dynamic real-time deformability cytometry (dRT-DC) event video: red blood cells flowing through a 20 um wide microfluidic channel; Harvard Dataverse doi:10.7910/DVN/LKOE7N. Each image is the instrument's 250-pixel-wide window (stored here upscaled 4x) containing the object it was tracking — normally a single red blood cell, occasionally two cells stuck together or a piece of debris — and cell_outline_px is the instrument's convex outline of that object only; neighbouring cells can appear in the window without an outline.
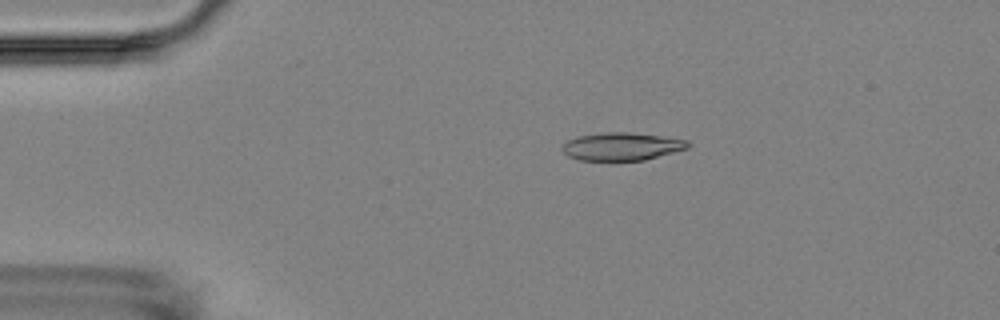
{"species": "Egyptian fruit bat (a non-hibernating species)", "species_latin": "Rousettus aegyptiacus", "temperature_condition": "room temperature", "stored_images_in_passage": 9, "camera_frame_rate_fps": 3000, "um_per_image_px": 0.085, "animal": {"sex": "female"}, "frame": {"image": 1, "passage_image": 4, "time_ms": 3.333, "image_size_px": [1000, 320], "cell_outline_px": [[692, 144], [688, 148], [644, 160], [580, 160], [568, 156], [560, 148], [568, 140], [580, 136], [608, 132], [628, 132], [660, 136], [688, 140]], "centroid_in_image_um": [52.87, 12.45], "position_along_channel_um": 32.1, "area_um2": 20.17}}
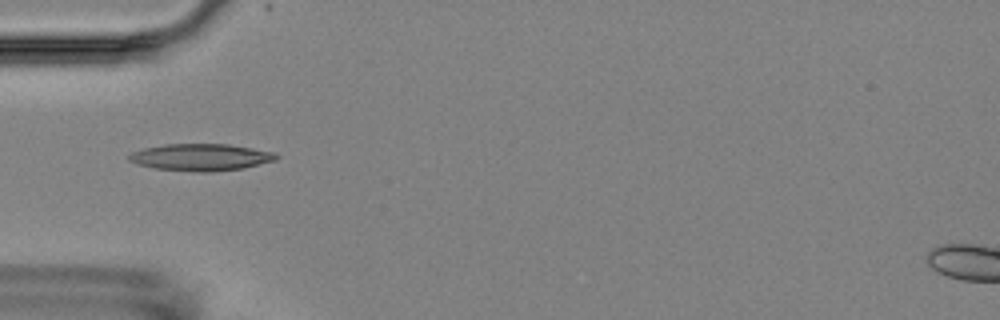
{"frame": {"image": 2, "passage_image": 6, "time_ms": 5.667, "image_size_px": [1000, 320], "cell_outline_px": [[280, 156], [276, 160], [244, 168], [212, 172], [192, 172], [156, 168], [136, 164], [128, 160], [128, 156], [132, 152], [144, 148], [164, 144], [228, 144], [276, 152]], "centroid_in_image_um": [17.09, 13.37], "position_along_channel_um": 67.9, "area_um2": 23.29}}
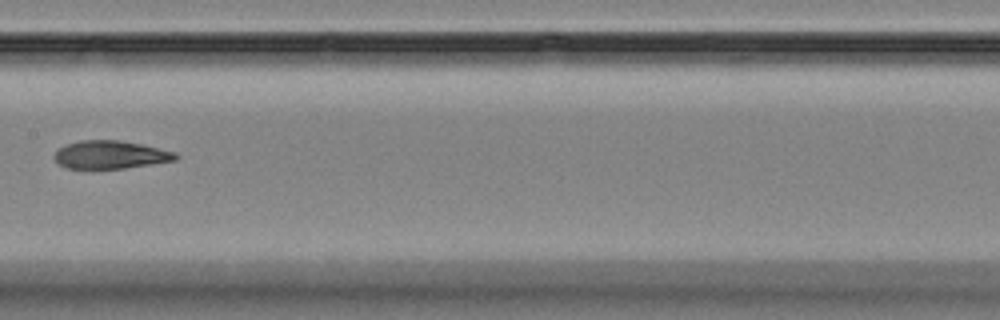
{"frame": {"image": 3, "passage_image": 9, "time_ms": 9.333, "image_size_px": [1000, 320], "cell_outline_px": [[180, 156], [176, 160], [152, 164], [124, 168], [92, 172], [88, 172], [64, 168], [56, 160], [56, 152], [60, 148], [68, 144], [80, 140], [116, 140], [140, 144], [176, 152]], "centroid_in_image_um": [9.36, 13.21], "position_along_channel_um": 198.0, "area_um2": 20.4}}